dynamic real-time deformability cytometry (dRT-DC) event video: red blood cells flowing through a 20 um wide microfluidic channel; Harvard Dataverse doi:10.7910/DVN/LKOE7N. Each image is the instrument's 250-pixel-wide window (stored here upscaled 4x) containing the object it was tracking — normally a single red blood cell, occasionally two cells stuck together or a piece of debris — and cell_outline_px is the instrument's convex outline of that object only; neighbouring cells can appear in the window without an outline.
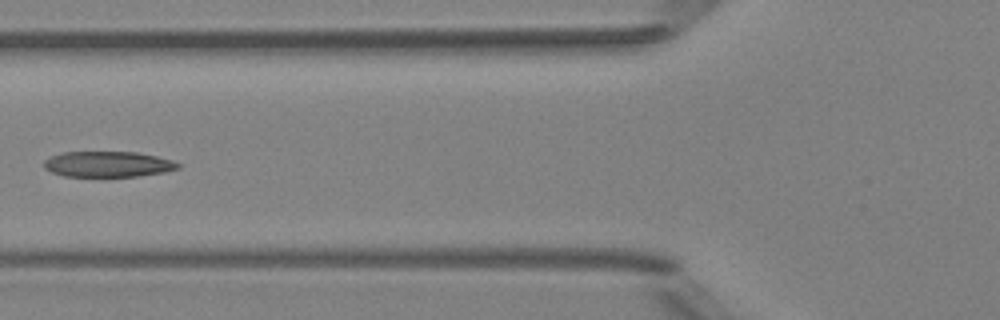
{"species": "Egyptian fruit bat (a non-hibernating species)", "species_latin": "Rousettus aegyptiacus", "temperature_condition": "room temperature", "stored_images_in_passage": 7, "camera_frame_rate_fps": 3000, "um_per_image_px": 0.085, "animal": {"sex": "female"}, "frame": {"image": 1, "passage_image": 6, "time_ms": 5.667, "image_size_px": [1000, 320], "cell_outline_px": [[180, 168], [164, 172], [136, 176], [64, 176], [52, 172], [44, 168], [44, 160], [60, 152], [136, 152], [156, 156], [172, 160], [180, 164]], "centroid_in_image_um": [9.17, 13.95], "position_along_channel_um": 116.6, "area_um2": 19.94}}
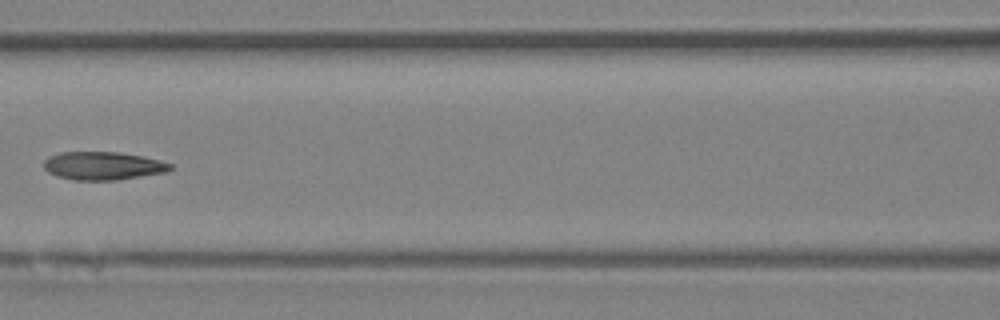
{"frame": {"image": 2, "passage_image": 7, "time_ms": 6.667, "image_size_px": [1000, 320], "cell_outline_px": [[172, 168], [168, 172], [116, 180], [72, 180], [56, 176], [48, 172], [44, 168], [44, 160], [48, 156], [60, 152], [120, 152], [144, 156], [160, 160], [172, 164]], "centroid_in_image_um": [8.76, 14.09], "position_along_channel_um": 157.8, "area_um2": 20.98}}